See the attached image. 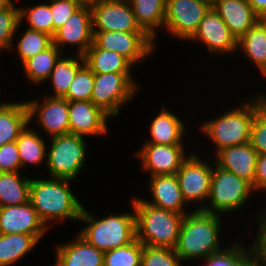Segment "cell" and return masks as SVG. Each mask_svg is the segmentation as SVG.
Instances as JSON below:
<instances>
[{
	"instance_id": "obj_1",
	"label": "cell",
	"mask_w": 266,
	"mask_h": 266,
	"mask_svg": "<svg viewBox=\"0 0 266 266\" xmlns=\"http://www.w3.org/2000/svg\"><path fill=\"white\" fill-rule=\"evenodd\" d=\"M71 182L74 181L50 177L31 179L29 201L48 229L53 222L80 219L84 205L71 191Z\"/></svg>"
},
{
	"instance_id": "obj_2",
	"label": "cell",
	"mask_w": 266,
	"mask_h": 266,
	"mask_svg": "<svg viewBox=\"0 0 266 266\" xmlns=\"http://www.w3.org/2000/svg\"><path fill=\"white\" fill-rule=\"evenodd\" d=\"M191 211L185 214L182 220L174 250L182 262L190 259H198L201 262L223 249L219 239L223 220L221 215L203 210Z\"/></svg>"
},
{
	"instance_id": "obj_3",
	"label": "cell",
	"mask_w": 266,
	"mask_h": 266,
	"mask_svg": "<svg viewBox=\"0 0 266 266\" xmlns=\"http://www.w3.org/2000/svg\"><path fill=\"white\" fill-rule=\"evenodd\" d=\"M237 108L226 110L217 118L203 121L201 132L215 146L214 155L226 147L250 142L251 125L255 114L263 107L259 95L242 99Z\"/></svg>"
},
{
	"instance_id": "obj_4",
	"label": "cell",
	"mask_w": 266,
	"mask_h": 266,
	"mask_svg": "<svg viewBox=\"0 0 266 266\" xmlns=\"http://www.w3.org/2000/svg\"><path fill=\"white\" fill-rule=\"evenodd\" d=\"M136 197L131 199L135 213L136 239L150 247L174 249L185 214L153 206Z\"/></svg>"
},
{
	"instance_id": "obj_5",
	"label": "cell",
	"mask_w": 266,
	"mask_h": 266,
	"mask_svg": "<svg viewBox=\"0 0 266 266\" xmlns=\"http://www.w3.org/2000/svg\"><path fill=\"white\" fill-rule=\"evenodd\" d=\"M83 207L79 221L85 227L77 233L98 250L106 252L132 243L136 239L134 211L111 213L98 218Z\"/></svg>"
},
{
	"instance_id": "obj_6",
	"label": "cell",
	"mask_w": 266,
	"mask_h": 266,
	"mask_svg": "<svg viewBox=\"0 0 266 266\" xmlns=\"http://www.w3.org/2000/svg\"><path fill=\"white\" fill-rule=\"evenodd\" d=\"M213 173L207 204L203 211L216 215H226L242 209L255 192L252 185L235 174L213 163ZM248 200V201H247Z\"/></svg>"
},
{
	"instance_id": "obj_7",
	"label": "cell",
	"mask_w": 266,
	"mask_h": 266,
	"mask_svg": "<svg viewBox=\"0 0 266 266\" xmlns=\"http://www.w3.org/2000/svg\"><path fill=\"white\" fill-rule=\"evenodd\" d=\"M50 139L46 162L48 177L75 181L85 169L88 141L70 133Z\"/></svg>"
},
{
	"instance_id": "obj_8",
	"label": "cell",
	"mask_w": 266,
	"mask_h": 266,
	"mask_svg": "<svg viewBox=\"0 0 266 266\" xmlns=\"http://www.w3.org/2000/svg\"><path fill=\"white\" fill-rule=\"evenodd\" d=\"M133 73L94 74L91 102L111 118L120 115L121 107L130 102L140 89Z\"/></svg>"
},
{
	"instance_id": "obj_9",
	"label": "cell",
	"mask_w": 266,
	"mask_h": 266,
	"mask_svg": "<svg viewBox=\"0 0 266 266\" xmlns=\"http://www.w3.org/2000/svg\"><path fill=\"white\" fill-rule=\"evenodd\" d=\"M207 161L193 151L175 174L186 204L195 207L194 210H203L209 197L213 165Z\"/></svg>"
},
{
	"instance_id": "obj_10",
	"label": "cell",
	"mask_w": 266,
	"mask_h": 266,
	"mask_svg": "<svg viewBox=\"0 0 266 266\" xmlns=\"http://www.w3.org/2000/svg\"><path fill=\"white\" fill-rule=\"evenodd\" d=\"M93 43L122 55L133 66L147 59L157 47L145 32L93 31Z\"/></svg>"
},
{
	"instance_id": "obj_11",
	"label": "cell",
	"mask_w": 266,
	"mask_h": 266,
	"mask_svg": "<svg viewBox=\"0 0 266 266\" xmlns=\"http://www.w3.org/2000/svg\"><path fill=\"white\" fill-rule=\"evenodd\" d=\"M211 7L203 0H166L164 29L174 39L190 41Z\"/></svg>"
},
{
	"instance_id": "obj_12",
	"label": "cell",
	"mask_w": 266,
	"mask_h": 266,
	"mask_svg": "<svg viewBox=\"0 0 266 266\" xmlns=\"http://www.w3.org/2000/svg\"><path fill=\"white\" fill-rule=\"evenodd\" d=\"M28 109L29 125L36 119L39 129L50 138L69 134V110L68 101L65 98L49 97L43 101L25 100ZM40 102V103H39Z\"/></svg>"
},
{
	"instance_id": "obj_13",
	"label": "cell",
	"mask_w": 266,
	"mask_h": 266,
	"mask_svg": "<svg viewBox=\"0 0 266 266\" xmlns=\"http://www.w3.org/2000/svg\"><path fill=\"white\" fill-rule=\"evenodd\" d=\"M186 145L143 144L135 153L141 164V170L155 175H174L183 161L190 155L186 153Z\"/></svg>"
},
{
	"instance_id": "obj_14",
	"label": "cell",
	"mask_w": 266,
	"mask_h": 266,
	"mask_svg": "<svg viewBox=\"0 0 266 266\" xmlns=\"http://www.w3.org/2000/svg\"><path fill=\"white\" fill-rule=\"evenodd\" d=\"M52 38L53 44L62 52L70 45L71 48L77 47V55L84 56L93 44L91 8L80 6L64 25L55 31Z\"/></svg>"
},
{
	"instance_id": "obj_15",
	"label": "cell",
	"mask_w": 266,
	"mask_h": 266,
	"mask_svg": "<svg viewBox=\"0 0 266 266\" xmlns=\"http://www.w3.org/2000/svg\"><path fill=\"white\" fill-rule=\"evenodd\" d=\"M190 40L196 44H204L211 55L217 53L216 55L221 56L236 52L238 55V40L213 7L205 14Z\"/></svg>"
},
{
	"instance_id": "obj_16",
	"label": "cell",
	"mask_w": 266,
	"mask_h": 266,
	"mask_svg": "<svg viewBox=\"0 0 266 266\" xmlns=\"http://www.w3.org/2000/svg\"><path fill=\"white\" fill-rule=\"evenodd\" d=\"M92 31L144 32L130 3L105 0L91 7Z\"/></svg>"
},
{
	"instance_id": "obj_17",
	"label": "cell",
	"mask_w": 266,
	"mask_h": 266,
	"mask_svg": "<svg viewBox=\"0 0 266 266\" xmlns=\"http://www.w3.org/2000/svg\"><path fill=\"white\" fill-rule=\"evenodd\" d=\"M47 231L49 229L30 201L22 205L0 207L1 234H31L40 242Z\"/></svg>"
},
{
	"instance_id": "obj_18",
	"label": "cell",
	"mask_w": 266,
	"mask_h": 266,
	"mask_svg": "<svg viewBox=\"0 0 266 266\" xmlns=\"http://www.w3.org/2000/svg\"><path fill=\"white\" fill-rule=\"evenodd\" d=\"M68 110L70 134L88 138L107 134L111 117L91 101H68Z\"/></svg>"
},
{
	"instance_id": "obj_19",
	"label": "cell",
	"mask_w": 266,
	"mask_h": 266,
	"mask_svg": "<svg viewBox=\"0 0 266 266\" xmlns=\"http://www.w3.org/2000/svg\"><path fill=\"white\" fill-rule=\"evenodd\" d=\"M148 183L150 198L152 197V200L142 199L145 203L179 214H187L190 212V209L187 211L186 207H189V205L186 204L182 196L175 174L150 176Z\"/></svg>"
},
{
	"instance_id": "obj_20",
	"label": "cell",
	"mask_w": 266,
	"mask_h": 266,
	"mask_svg": "<svg viewBox=\"0 0 266 266\" xmlns=\"http://www.w3.org/2000/svg\"><path fill=\"white\" fill-rule=\"evenodd\" d=\"M214 157L217 166L244 179L253 187L258 154L250 142L221 149Z\"/></svg>"
},
{
	"instance_id": "obj_21",
	"label": "cell",
	"mask_w": 266,
	"mask_h": 266,
	"mask_svg": "<svg viewBox=\"0 0 266 266\" xmlns=\"http://www.w3.org/2000/svg\"><path fill=\"white\" fill-rule=\"evenodd\" d=\"M75 240L55 247V266H103L104 252L76 233Z\"/></svg>"
},
{
	"instance_id": "obj_22",
	"label": "cell",
	"mask_w": 266,
	"mask_h": 266,
	"mask_svg": "<svg viewBox=\"0 0 266 266\" xmlns=\"http://www.w3.org/2000/svg\"><path fill=\"white\" fill-rule=\"evenodd\" d=\"M166 108L163 105L161 111L150 122L151 137L147 138L143 144L185 145L183 137L187 136L188 131H186L184 121Z\"/></svg>"
},
{
	"instance_id": "obj_23",
	"label": "cell",
	"mask_w": 266,
	"mask_h": 266,
	"mask_svg": "<svg viewBox=\"0 0 266 266\" xmlns=\"http://www.w3.org/2000/svg\"><path fill=\"white\" fill-rule=\"evenodd\" d=\"M212 7L237 40L260 20L246 0H219Z\"/></svg>"
},
{
	"instance_id": "obj_24",
	"label": "cell",
	"mask_w": 266,
	"mask_h": 266,
	"mask_svg": "<svg viewBox=\"0 0 266 266\" xmlns=\"http://www.w3.org/2000/svg\"><path fill=\"white\" fill-rule=\"evenodd\" d=\"M28 124V109L25 100L19 102H1L0 100V147L16 141Z\"/></svg>"
},
{
	"instance_id": "obj_25",
	"label": "cell",
	"mask_w": 266,
	"mask_h": 266,
	"mask_svg": "<svg viewBox=\"0 0 266 266\" xmlns=\"http://www.w3.org/2000/svg\"><path fill=\"white\" fill-rule=\"evenodd\" d=\"M239 49L266 79V23L263 19L238 40V51Z\"/></svg>"
},
{
	"instance_id": "obj_26",
	"label": "cell",
	"mask_w": 266,
	"mask_h": 266,
	"mask_svg": "<svg viewBox=\"0 0 266 266\" xmlns=\"http://www.w3.org/2000/svg\"><path fill=\"white\" fill-rule=\"evenodd\" d=\"M130 5L137 24L154 40L157 29H164L166 0H132Z\"/></svg>"
},
{
	"instance_id": "obj_27",
	"label": "cell",
	"mask_w": 266,
	"mask_h": 266,
	"mask_svg": "<svg viewBox=\"0 0 266 266\" xmlns=\"http://www.w3.org/2000/svg\"><path fill=\"white\" fill-rule=\"evenodd\" d=\"M85 64L94 74L132 73L133 65L115 51L98 48L94 43L84 55Z\"/></svg>"
},
{
	"instance_id": "obj_28",
	"label": "cell",
	"mask_w": 266,
	"mask_h": 266,
	"mask_svg": "<svg viewBox=\"0 0 266 266\" xmlns=\"http://www.w3.org/2000/svg\"><path fill=\"white\" fill-rule=\"evenodd\" d=\"M35 131L28 124L16 139L18 152L20 155L21 165L38 166L47 162V145L42 133Z\"/></svg>"
},
{
	"instance_id": "obj_29",
	"label": "cell",
	"mask_w": 266,
	"mask_h": 266,
	"mask_svg": "<svg viewBox=\"0 0 266 266\" xmlns=\"http://www.w3.org/2000/svg\"><path fill=\"white\" fill-rule=\"evenodd\" d=\"M39 241L31 234L0 233V266H11L35 250Z\"/></svg>"
},
{
	"instance_id": "obj_30",
	"label": "cell",
	"mask_w": 266,
	"mask_h": 266,
	"mask_svg": "<svg viewBox=\"0 0 266 266\" xmlns=\"http://www.w3.org/2000/svg\"><path fill=\"white\" fill-rule=\"evenodd\" d=\"M20 172H0V207L29 201L31 179Z\"/></svg>"
},
{
	"instance_id": "obj_31",
	"label": "cell",
	"mask_w": 266,
	"mask_h": 266,
	"mask_svg": "<svg viewBox=\"0 0 266 266\" xmlns=\"http://www.w3.org/2000/svg\"><path fill=\"white\" fill-rule=\"evenodd\" d=\"M71 55L64 56L63 54L46 80V83L47 81L52 83L54 89V94H49V97L63 98L67 94L77 70L85 63L84 56Z\"/></svg>"
},
{
	"instance_id": "obj_32",
	"label": "cell",
	"mask_w": 266,
	"mask_h": 266,
	"mask_svg": "<svg viewBox=\"0 0 266 266\" xmlns=\"http://www.w3.org/2000/svg\"><path fill=\"white\" fill-rule=\"evenodd\" d=\"M64 54L55 44L35 56L27 59L23 64L26 78L33 85L43 84L49 78L50 73L59 58Z\"/></svg>"
},
{
	"instance_id": "obj_33",
	"label": "cell",
	"mask_w": 266,
	"mask_h": 266,
	"mask_svg": "<svg viewBox=\"0 0 266 266\" xmlns=\"http://www.w3.org/2000/svg\"><path fill=\"white\" fill-rule=\"evenodd\" d=\"M19 20L23 25L24 21L28 24L26 27L31 30L47 33L53 37V16L50 11V0L37 3L35 6L19 7ZM27 20V21H26Z\"/></svg>"
},
{
	"instance_id": "obj_34",
	"label": "cell",
	"mask_w": 266,
	"mask_h": 266,
	"mask_svg": "<svg viewBox=\"0 0 266 266\" xmlns=\"http://www.w3.org/2000/svg\"><path fill=\"white\" fill-rule=\"evenodd\" d=\"M15 44V53L23 64L27 59L49 48L53 44V38L47 33L26 28Z\"/></svg>"
},
{
	"instance_id": "obj_35",
	"label": "cell",
	"mask_w": 266,
	"mask_h": 266,
	"mask_svg": "<svg viewBox=\"0 0 266 266\" xmlns=\"http://www.w3.org/2000/svg\"><path fill=\"white\" fill-rule=\"evenodd\" d=\"M249 246V247H248ZM245 247L239 241H234L230 246L211 254L204 261V266H244L252 256L251 245Z\"/></svg>"
},
{
	"instance_id": "obj_36",
	"label": "cell",
	"mask_w": 266,
	"mask_h": 266,
	"mask_svg": "<svg viewBox=\"0 0 266 266\" xmlns=\"http://www.w3.org/2000/svg\"><path fill=\"white\" fill-rule=\"evenodd\" d=\"M19 7L13 2L8 8L0 10V53L13 50V40L21 27L19 20Z\"/></svg>"
},
{
	"instance_id": "obj_37",
	"label": "cell",
	"mask_w": 266,
	"mask_h": 266,
	"mask_svg": "<svg viewBox=\"0 0 266 266\" xmlns=\"http://www.w3.org/2000/svg\"><path fill=\"white\" fill-rule=\"evenodd\" d=\"M143 244L135 239L132 243L104 252L103 266H140Z\"/></svg>"
},
{
	"instance_id": "obj_38",
	"label": "cell",
	"mask_w": 266,
	"mask_h": 266,
	"mask_svg": "<svg viewBox=\"0 0 266 266\" xmlns=\"http://www.w3.org/2000/svg\"><path fill=\"white\" fill-rule=\"evenodd\" d=\"M94 84V73L84 63L76 72L67 94V101H91Z\"/></svg>"
},
{
	"instance_id": "obj_39",
	"label": "cell",
	"mask_w": 266,
	"mask_h": 266,
	"mask_svg": "<svg viewBox=\"0 0 266 266\" xmlns=\"http://www.w3.org/2000/svg\"><path fill=\"white\" fill-rule=\"evenodd\" d=\"M173 248L143 245L140 266H182Z\"/></svg>"
},
{
	"instance_id": "obj_40",
	"label": "cell",
	"mask_w": 266,
	"mask_h": 266,
	"mask_svg": "<svg viewBox=\"0 0 266 266\" xmlns=\"http://www.w3.org/2000/svg\"><path fill=\"white\" fill-rule=\"evenodd\" d=\"M250 143L257 154H266V109L263 107L253 118Z\"/></svg>"
},
{
	"instance_id": "obj_41",
	"label": "cell",
	"mask_w": 266,
	"mask_h": 266,
	"mask_svg": "<svg viewBox=\"0 0 266 266\" xmlns=\"http://www.w3.org/2000/svg\"><path fill=\"white\" fill-rule=\"evenodd\" d=\"M265 209V210H264ZM255 216L257 222L256 237L251 245L252 257L262 266H266V207Z\"/></svg>"
},
{
	"instance_id": "obj_42",
	"label": "cell",
	"mask_w": 266,
	"mask_h": 266,
	"mask_svg": "<svg viewBox=\"0 0 266 266\" xmlns=\"http://www.w3.org/2000/svg\"><path fill=\"white\" fill-rule=\"evenodd\" d=\"M80 6L76 0H50V11L53 16V36L55 31L63 26Z\"/></svg>"
},
{
	"instance_id": "obj_43",
	"label": "cell",
	"mask_w": 266,
	"mask_h": 266,
	"mask_svg": "<svg viewBox=\"0 0 266 266\" xmlns=\"http://www.w3.org/2000/svg\"><path fill=\"white\" fill-rule=\"evenodd\" d=\"M22 165L16 141L0 147V172H21Z\"/></svg>"
},
{
	"instance_id": "obj_44",
	"label": "cell",
	"mask_w": 266,
	"mask_h": 266,
	"mask_svg": "<svg viewBox=\"0 0 266 266\" xmlns=\"http://www.w3.org/2000/svg\"><path fill=\"white\" fill-rule=\"evenodd\" d=\"M255 192L266 193V154H258L253 182Z\"/></svg>"
},
{
	"instance_id": "obj_45",
	"label": "cell",
	"mask_w": 266,
	"mask_h": 266,
	"mask_svg": "<svg viewBox=\"0 0 266 266\" xmlns=\"http://www.w3.org/2000/svg\"><path fill=\"white\" fill-rule=\"evenodd\" d=\"M253 12L260 18L263 19L266 16V0H246Z\"/></svg>"
},
{
	"instance_id": "obj_46",
	"label": "cell",
	"mask_w": 266,
	"mask_h": 266,
	"mask_svg": "<svg viewBox=\"0 0 266 266\" xmlns=\"http://www.w3.org/2000/svg\"><path fill=\"white\" fill-rule=\"evenodd\" d=\"M81 6H86V7H92L96 4H99L100 2H103L105 0H76Z\"/></svg>"
},
{
	"instance_id": "obj_47",
	"label": "cell",
	"mask_w": 266,
	"mask_h": 266,
	"mask_svg": "<svg viewBox=\"0 0 266 266\" xmlns=\"http://www.w3.org/2000/svg\"><path fill=\"white\" fill-rule=\"evenodd\" d=\"M244 266H262L255 258L252 256L247 260Z\"/></svg>"
},
{
	"instance_id": "obj_48",
	"label": "cell",
	"mask_w": 266,
	"mask_h": 266,
	"mask_svg": "<svg viewBox=\"0 0 266 266\" xmlns=\"http://www.w3.org/2000/svg\"><path fill=\"white\" fill-rule=\"evenodd\" d=\"M14 0H0V10L8 8Z\"/></svg>"
},
{
	"instance_id": "obj_49",
	"label": "cell",
	"mask_w": 266,
	"mask_h": 266,
	"mask_svg": "<svg viewBox=\"0 0 266 266\" xmlns=\"http://www.w3.org/2000/svg\"><path fill=\"white\" fill-rule=\"evenodd\" d=\"M264 94H265V92L264 93H261V94H258V95H259V97L261 99L263 108L266 109V94L265 95Z\"/></svg>"
},
{
	"instance_id": "obj_50",
	"label": "cell",
	"mask_w": 266,
	"mask_h": 266,
	"mask_svg": "<svg viewBox=\"0 0 266 266\" xmlns=\"http://www.w3.org/2000/svg\"><path fill=\"white\" fill-rule=\"evenodd\" d=\"M203 1L209 3L211 6H213L219 0H203Z\"/></svg>"
},
{
	"instance_id": "obj_51",
	"label": "cell",
	"mask_w": 266,
	"mask_h": 266,
	"mask_svg": "<svg viewBox=\"0 0 266 266\" xmlns=\"http://www.w3.org/2000/svg\"><path fill=\"white\" fill-rule=\"evenodd\" d=\"M113 1L130 3L132 0H113Z\"/></svg>"
}]
</instances>
